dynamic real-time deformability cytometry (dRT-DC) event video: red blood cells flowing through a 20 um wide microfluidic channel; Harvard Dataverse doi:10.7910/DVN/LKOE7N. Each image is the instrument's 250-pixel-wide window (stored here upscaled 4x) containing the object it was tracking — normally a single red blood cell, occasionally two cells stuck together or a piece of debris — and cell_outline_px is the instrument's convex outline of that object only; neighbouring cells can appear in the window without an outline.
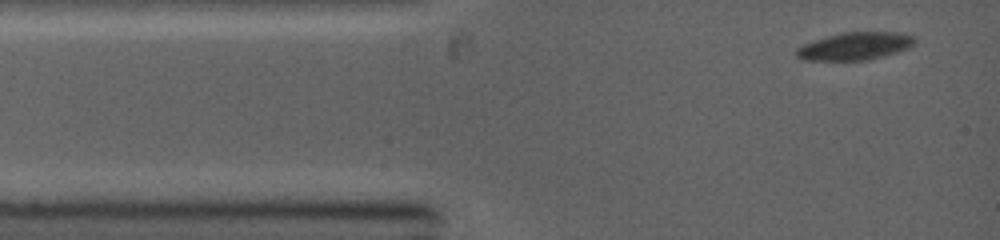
{"species": "common noctule bat (a hibernating species)", "species_latin": "Nyctalus noctula", "temperature_condition": "warm", "stored_images_in_passage": 11, "camera_frame_rate_fps": 5000, "um_per_image_px": 0.085, "animal": {"sex": "female", "body_mass_g": 19.0, "forearm_length_mm": 53.3}, "frame": {"image": 1, "passage_image": 1, "time_ms": 0.0, "image_size_px": [1000, 240], "cell_outline_px": [[916, 40], [908, 48], [896, 52], [868, 60], [804, 60], [796, 56], [796, 48], [804, 44], [828, 36], [844, 32], [896, 32], [912, 36]], "centroid_in_image_um": [72.65, 3.92], "position_along_channel_um": 12.3, "area_um2": 18.73}}
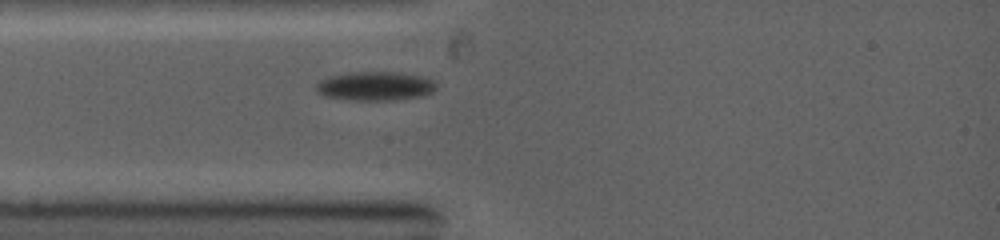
{"frame": {"image": 2, "passage_image": 5, "time_ms": 2.0, "image_size_px": [1000, 240], "cell_outline_px": [[436, 88], [432, 92], [424, 96], [396, 100], [352, 100], [324, 96], [316, 92], [316, 84], [320, 80], [328, 76], [348, 72], [396, 72], [424, 76], [432, 80], [436, 84]], "centroid_in_image_um": [31.89, 7.31], "position_along_channel_um": 53.1, "area_um2": 20.52}}
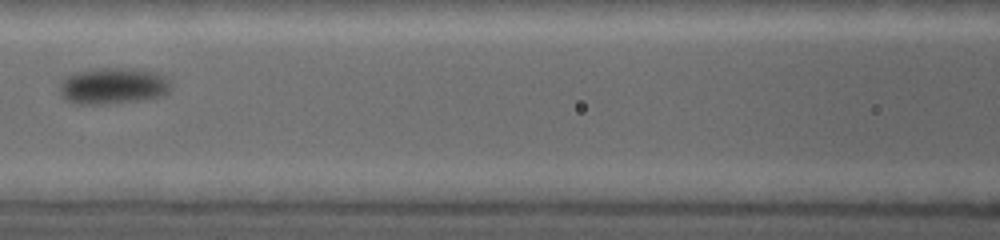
{"frame": {"image": 3, "passage_image": 10, "time_ms": 4.4, "image_size_px": [1000, 240], "cell_outline_px": [[172, 88], [168, 92], [160, 96], [140, 100], [112, 104], [72, 104], [64, 100], [60, 92], [60, 80], [64, 76], [72, 72], [100, 68], [128, 68], [156, 72], [164, 76], [172, 84]], "centroid_in_image_um": [9.56, 7.31], "position_along_channel_um": 157.0, "area_um2": 24.04}}